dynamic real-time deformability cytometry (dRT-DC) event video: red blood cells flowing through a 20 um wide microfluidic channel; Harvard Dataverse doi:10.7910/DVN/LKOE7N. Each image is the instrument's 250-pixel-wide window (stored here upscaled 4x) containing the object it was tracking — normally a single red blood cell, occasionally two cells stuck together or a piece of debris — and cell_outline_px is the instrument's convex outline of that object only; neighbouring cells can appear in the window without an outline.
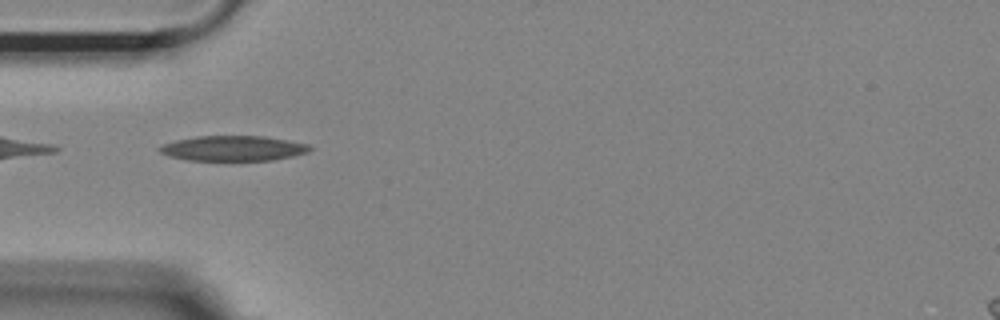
{"species": "Egyptian fruit bat (a non-hibernating species)", "species_latin": "Rousettus aegyptiacus", "temperature_condition": "room temperature", "stored_images_in_passage": 38, "camera_frame_rate_fps": 3000, "um_per_image_px": 0.085, "animal": {"sex": "female"}, "frame": {"image": 1, "passage_image": 1, "time_ms": 0.0, "image_size_px": [1000, 320], "cell_outline_px": [[312, 148], [308, 152], [292, 156], [272, 160], [188, 160], [172, 156], [160, 152], [156, 148], [164, 144], [176, 140], [196, 136], [264, 136], [308, 144]], "centroid_in_image_um": [19.82, 12.6], "position_along_channel_um": 65.2, "area_um2": 21.79}}
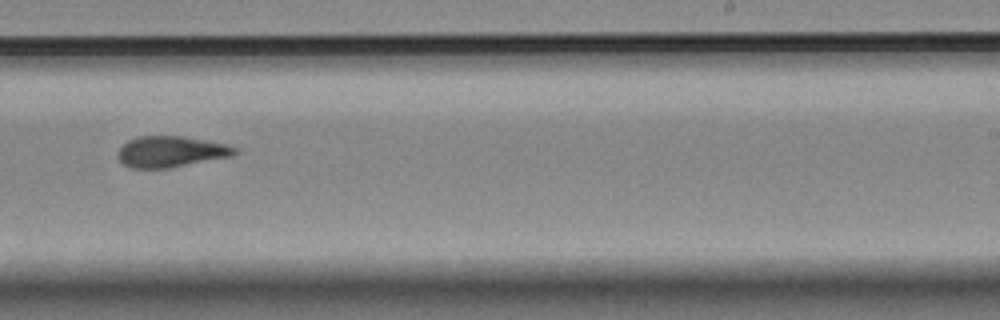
{"frame": {"image": 2, "passage_image": 18, "time_ms": 5.667, "image_size_px": [1000, 320], "cell_outline_px": [[236, 152], [232, 156], [168, 168], [132, 168], [124, 164], [116, 156], [120, 148], [128, 140], [140, 136], [184, 136], [228, 144], [236, 148]], "centroid_in_image_um": [14.52, 12.88], "position_along_channel_um": 274.5, "area_um2": 21.04}}
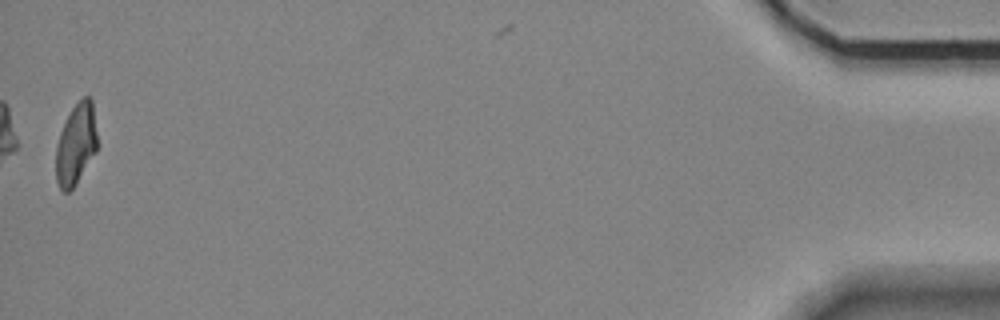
{"frame": {"image": 3, "passage_image": 38, "time_ms": 12.333, "image_size_px": [1000, 320], "cell_outline_px": [[96, 152], [76, 184], [68, 192], [64, 192], [60, 188], [56, 180], [56, 144], [60, 132], [72, 108], [84, 96], [88, 96], [92, 100], [96, 132]], "centroid_in_image_um": [6.45, 12.28], "position_along_channel_um": 428.8, "area_um2": 19.31}, "authors_computed_cell_mechanics": {"area_um2": 21.3282, "velocity_mm_per_s": 3.7013, "shape_relaxation_time_tau1_ms": 9.061, "shape_relaxation_time_tau2_ms": 3.8408, "deformation_change_tau1": 0.2429, "deformation_change_tau2": 0.1171}}